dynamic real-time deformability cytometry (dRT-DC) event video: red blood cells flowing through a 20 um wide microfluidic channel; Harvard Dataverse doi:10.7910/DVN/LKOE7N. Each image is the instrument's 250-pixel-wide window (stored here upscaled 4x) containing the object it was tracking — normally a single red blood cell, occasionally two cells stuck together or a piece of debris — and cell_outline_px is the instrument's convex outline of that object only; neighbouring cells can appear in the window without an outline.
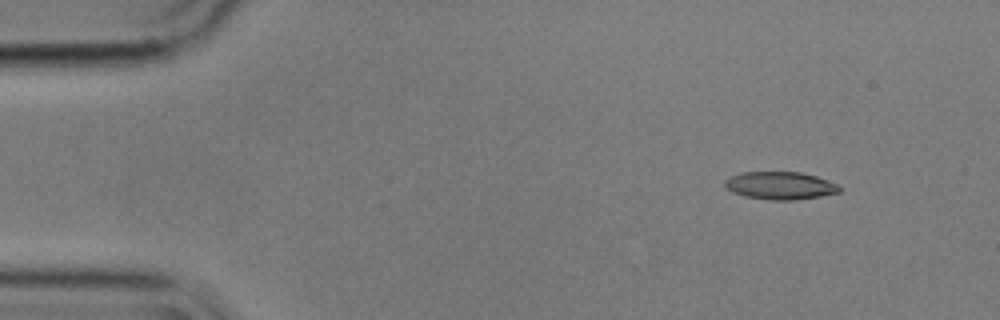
{"species": "common noctule bat (a hibernating species)", "species_latin": "Nyctalus noctula", "temperature_condition": "cold", "stored_images_in_passage": 4, "camera_frame_rate_fps": 3000, "um_per_image_px": 0.085, "animal": {"sex": "male", "body_mass_g": 17.9}, "frame": {"image": 1, "passage_image": 1, "time_ms": 0.0, "image_size_px": [1000, 320], "cell_outline_px": [[840, 192], [820, 196], [792, 200], [772, 200], [744, 196], [732, 192], [724, 188], [724, 180], [728, 176], [740, 172], [800, 172], [816, 176], [836, 184], [840, 188]], "centroid_in_image_um": [66.23, 15.77], "position_along_channel_um": 18.8, "area_um2": 18.55}}
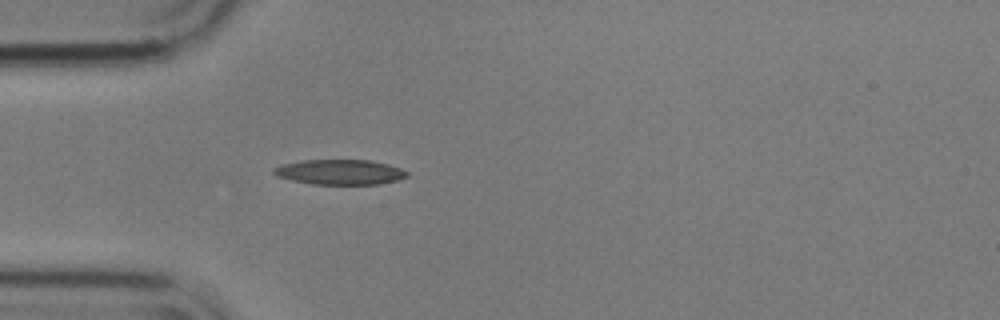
{"frame": {"image": 2, "passage_image": 4, "time_ms": 1.0, "image_size_px": [1000, 320], "cell_outline_px": [[408, 176], [396, 180], [380, 184], [312, 184], [292, 180], [276, 176], [272, 172], [272, 168], [280, 164], [300, 160], [372, 160], [388, 164], [400, 168], [408, 172]], "centroid_in_image_um": [28.85, 14.62], "position_along_channel_um": 56.1, "area_um2": 19.59}}